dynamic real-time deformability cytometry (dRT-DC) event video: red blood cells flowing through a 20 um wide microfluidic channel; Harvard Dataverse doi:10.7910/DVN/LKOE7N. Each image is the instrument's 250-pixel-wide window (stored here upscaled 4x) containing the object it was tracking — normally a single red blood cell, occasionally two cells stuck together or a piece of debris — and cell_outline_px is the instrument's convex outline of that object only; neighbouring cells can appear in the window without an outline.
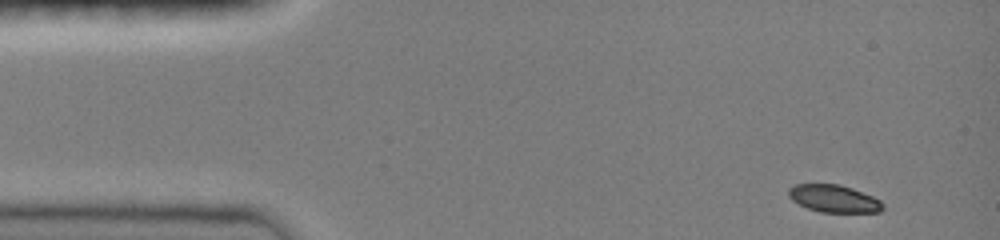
{"species": "common noctule bat (a hibernating species)", "species_latin": "Nyctalus noctula", "temperature_condition": "room temperature", "stored_images_in_passage": 43, "camera_frame_rate_fps": 3000, "um_per_image_px": 0.085, "animal": {"sex": "female", "body_mass_g": 19.0, "forearm_length_mm": 51.5}, "frame": {"image": 1, "passage_image": 1, "time_ms": 0.0, "image_size_px": [1000, 240], "cell_outline_px": [[884, 208], [880, 212], [820, 212], [808, 208], [792, 200], [788, 196], [788, 188], [796, 184], [840, 184], [852, 188], [872, 196], [880, 200], [884, 204]], "centroid_in_image_um": [70.89, 16.88], "position_along_channel_um": 14.1, "area_um2": 15.09}}
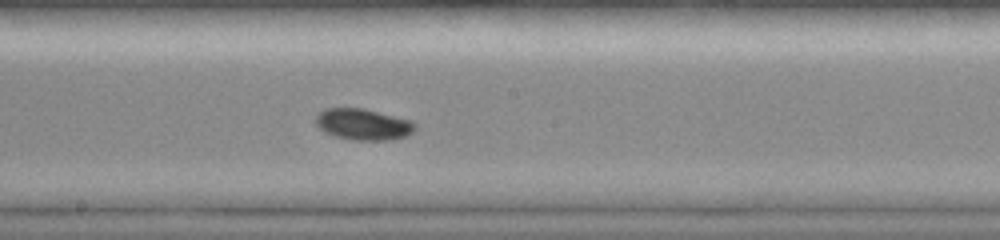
{"frame": {"image": 2, "passage_image": 23, "time_ms": 7.333, "image_size_px": [1000, 240], "cell_outline_px": [[416, 128], [408, 136], [392, 140], [348, 140], [332, 136], [324, 132], [316, 124], [316, 116], [324, 108], [364, 108], [408, 120], [416, 124]], "centroid_in_image_um": [30.85, 10.59], "position_along_channel_um": 217.4, "area_um2": 18.21}}
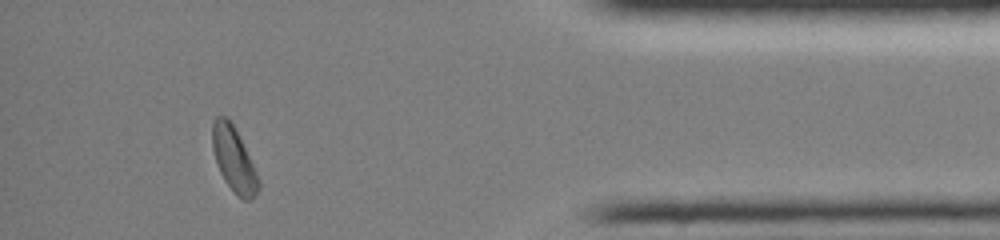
{"frame": {"image": 3, "passage_image": 40, "time_ms": 13.0, "image_size_px": [1000, 240], "cell_outline_px": [[260, 188], [256, 196], [248, 200], [244, 200], [236, 196], [224, 180], [220, 172], [212, 148], [212, 124], [216, 116], [228, 116], [260, 180]], "centroid_in_image_um": [19.87, 13.59], "position_along_channel_um": 415.3, "area_um2": 17.11}, "authors_computed_cell_mechanics": {"area_um2": 17.2244, "velocity_mm_per_s": 4.0498, "shape_relaxation_time_tau1_ms": 2.2457, "shape_relaxation_time_tau2_ms": null, "deformation_change_tau1": 0.1108, "deformation_change_tau2": null}}